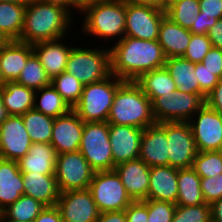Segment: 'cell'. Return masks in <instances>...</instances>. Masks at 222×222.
I'll list each match as a JSON object with an SVG mask.
<instances>
[{"label": "cell", "instance_id": "obj_55", "mask_svg": "<svg viewBox=\"0 0 222 222\" xmlns=\"http://www.w3.org/2000/svg\"><path fill=\"white\" fill-rule=\"evenodd\" d=\"M73 1V16L76 17V12L79 15L80 11L87 5L98 2L100 0H72Z\"/></svg>", "mask_w": 222, "mask_h": 222}, {"label": "cell", "instance_id": "obj_61", "mask_svg": "<svg viewBox=\"0 0 222 222\" xmlns=\"http://www.w3.org/2000/svg\"><path fill=\"white\" fill-rule=\"evenodd\" d=\"M5 84V82L2 79V74H1V70H0V88Z\"/></svg>", "mask_w": 222, "mask_h": 222}, {"label": "cell", "instance_id": "obj_5", "mask_svg": "<svg viewBox=\"0 0 222 222\" xmlns=\"http://www.w3.org/2000/svg\"><path fill=\"white\" fill-rule=\"evenodd\" d=\"M91 42L90 40V48L88 44H82L83 47L82 45L72 47L65 70L84 86L103 81L111 75L110 48L103 46L102 43L91 46Z\"/></svg>", "mask_w": 222, "mask_h": 222}, {"label": "cell", "instance_id": "obj_18", "mask_svg": "<svg viewBox=\"0 0 222 222\" xmlns=\"http://www.w3.org/2000/svg\"><path fill=\"white\" fill-rule=\"evenodd\" d=\"M142 135L141 128L109 124V141L115 166L139 158Z\"/></svg>", "mask_w": 222, "mask_h": 222}, {"label": "cell", "instance_id": "obj_23", "mask_svg": "<svg viewBox=\"0 0 222 222\" xmlns=\"http://www.w3.org/2000/svg\"><path fill=\"white\" fill-rule=\"evenodd\" d=\"M24 194L41 202L46 207L56 206L60 191L55 175L22 172Z\"/></svg>", "mask_w": 222, "mask_h": 222}, {"label": "cell", "instance_id": "obj_14", "mask_svg": "<svg viewBox=\"0 0 222 222\" xmlns=\"http://www.w3.org/2000/svg\"><path fill=\"white\" fill-rule=\"evenodd\" d=\"M56 207L63 222H96L101 213L89 189L60 193Z\"/></svg>", "mask_w": 222, "mask_h": 222}, {"label": "cell", "instance_id": "obj_43", "mask_svg": "<svg viewBox=\"0 0 222 222\" xmlns=\"http://www.w3.org/2000/svg\"><path fill=\"white\" fill-rule=\"evenodd\" d=\"M195 72L197 73V81H199V95L205 100L220 79L206 69L202 63H196Z\"/></svg>", "mask_w": 222, "mask_h": 222}, {"label": "cell", "instance_id": "obj_52", "mask_svg": "<svg viewBox=\"0 0 222 222\" xmlns=\"http://www.w3.org/2000/svg\"><path fill=\"white\" fill-rule=\"evenodd\" d=\"M211 222H222V198L211 205Z\"/></svg>", "mask_w": 222, "mask_h": 222}, {"label": "cell", "instance_id": "obj_19", "mask_svg": "<svg viewBox=\"0 0 222 222\" xmlns=\"http://www.w3.org/2000/svg\"><path fill=\"white\" fill-rule=\"evenodd\" d=\"M72 36L73 35L71 34V36L68 35L66 38L63 37L32 45L34 53L39 58L50 80L66 70L69 55L72 47L75 45V43L73 44L68 41V39L71 40L73 38ZM70 43L71 45H69Z\"/></svg>", "mask_w": 222, "mask_h": 222}, {"label": "cell", "instance_id": "obj_20", "mask_svg": "<svg viewBox=\"0 0 222 222\" xmlns=\"http://www.w3.org/2000/svg\"><path fill=\"white\" fill-rule=\"evenodd\" d=\"M114 170L132 201L147 200L150 167L146 163L137 158L116 165Z\"/></svg>", "mask_w": 222, "mask_h": 222}, {"label": "cell", "instance_id": "obj_39", "mask_svg": "<svg viewBox=\"0 0 222 222\" xmlns=\"http://www.w3.org/2000/svg\"><path fill=\"white\" fill-rule=\"evenodd\" d=\"M172 222H211L209 204L182 206L177 205Z\"/></svg>", "mask_w": 222, "mask_h": 222}, {"label": "cell", "instance_id": "obj_42", "mask_svg": "<svg viewBox=\"0 0 222 222\" xmlns=\"http://www.w3.org/2000/svg\"><path fill=\"white\" fill-rule=\"evenodd\" d=\"M200 186L204 201L211 205L222 198V174L213 177H201Z\"/></svg>", "mask_w": 222, "mask_h": 222}, {"label": "cell", "instance_id": "obj_56", "mask_svg": "<svg viewBox=\"0 0 222 222\" xmlns=\"http://www.w3.org/2000/svg\"><path fill=\"white\" fill-rule=\"evenodd\" d=\"M7 109L5 108L2 100V96L0 93V125L9 117Z\"/></svg>", "mask_w": 222, "mask_h": 222}, {"label": "cell", "instance_id": "obj_17", "mask_svg": "<svg viewBox=\"0 0 222 222\" xmlns=\"http://www.w3.org/2000/svg\"><path fill=\"white\" fill-rule=\"evenodd\" d=\"M169 145L166 122L155 123L143 129L139 158L149 167L169 166Z\"/></svg>", "mask_w": 222, "mask_h": 222}, {"label": "cell", "instance_id": "obj_40", "mask_svg": "<svg viewBox=\"0 0 222 222\" xmlns=\"http://www.w3.org/2000/svg\"><path fill=\"white\" fill-rule=\"evenodd\" d=\"M212 47L211 40L207 35L192 34L183 58L193 63H201Z\"/></svg>", "mask_w": 222, "mask_h": 222}, {"label": "cell", "instance_id": "obj_57", "mask_svg": "<svg viewBox=\"0 0 222 222\" xmlns=\"http://www.w3.org/2000/svg\"><path fill=\"white\" fill-rule=\"evenodd\" d=\"M28 0H0V2H7V3H27Z\"/></svg>", "mask_w": 222, "mask_h": 222}, {"label": "cell", "instance_id": "obj_32", "mask_svg": "<svg viewBox=\"0 0 222 222\" xmlns=\"http://www.w3.org/2000/svg\"><path fill=\"white\" fill-rule=\"evenodd\" d=\"M34 109L52 118L65 115L71 110L51 84L35 90Z\"/></svg>", "mask_w": 222, "mask_h": 222}, {"label": "cell", "instance_id": "obj_53", "mask_svg": "<svg viewBox=\"0 0 222 222\" xmlns=\"http://www.w3.org/2000/svg\"><path fill=\"white\" fill-rule=\"evenodd\" d=\"M136 5L151 6L164 10V0H125Z\"/></svg>", "mask_w": 222, "mask_h": 222}, {"label": "cell", "instance_id": "obj_51", "mask_svg": "<svg viewBox=\"0 0 222 222\" xmlns=\"http://www.w3.org/2000/svg\"><path fill=\"white\" fill-rule=\"evenodd\" d=\"M96 222H127L125 210L101 212Z\"/></svg>", "mask_w": 222, "mask_h": 222}, {"label": "cell", "instance_id": "obj_30", "mask_svg": "<svg viewBox=\"0 0 222 222\" xmlns=\"http://www.w3.org/2000/svg\"><path fill=\"white\" fill-rule=\"evenodd\" d=\"M135 82L141 87L143 93L151 102L155 98L170 94L177 89L173 78L165 67L146 72Z\"/></svg>", "mask_w": 222, "mask_h": 222}, {"label": "cell", "instance_id": "obj_24", "mask_svg": "<svg viewBox=\"0 0 222 222\" xmlns=\"http://www.w3.org/2000/svg\"><path fill=\"white\" fill-rule=\"evenodd\" d=\"M192 33L165 16L159 26L158 42L166 58L183 57Z\"/></svg>", "mask_w": 222, "mask_h": 222}, {"label": "cell", "instance_id": "obj_3", "mask_svg": "<svg viewBox=\"0 0 222 222\" xmlns=\"http://www.w3.org/2000/svg\"><path fill=\"white\" fill-rule=\"evenodd\" d=\"M76 18L82 19L81 31L72 32L74 37L79 31V35L97 39L98 43L102 42L103 46L110 48L125 36L126 1L100 0L85 6Z\"/></svg>", "mask_w": 222, "mask_h": 222}, {"label": "cell", "instance_id": "obj_25", "mask_svg": "<svg viewBox=\"0 0 222 222\" xmlns=\"http://www.w3.org/2000/svg\"><path fill=\"white\" fill-rule=\"evenodd\" d=\"M22 195L23 178L17 161L0 158V213Z\"/></svg>", "mask_w": 222, "mask_h": 222}, {"label": "cell", "instance_id": "obj_58", "mask_svg": "<svg viewBox=\"0 0 222 222\" xmlns=\"http://www.w3.org/2000/svg\"><path fill=\"white\" fill-rule=\"evenodd\" d=\"M0 222H18L14 220L7 219L2 213L0 214Z\"/></svg>", "mask_w": 222, "mask_h": 222}, {"label": "cell", "instance_id": "obj_36", "mask_svg": "<svg viewBox=\"0 0 222 222\" xmlns=\"http://www.w3.org/2000/svg\"><path fill=\"white\" fill-rule=\"evenodd\" d=\"M16 82L34 90L51 84L50 78L35 53L28 58Z\"/></svg>", "mask_w": 222, "mask_h": 222}, {"label": "cell", "instance_id": "obj_13", "mask_svg": "<svg viewBox=\"0 0 222 222\" xmlns=\"http://www.w3.org/2000/svg\"><path fill=\"white\" fill-rule=\"evenodd\" d=\"M165 16V10L126 1L125 36L158 40L159 26Z\"/></svg>", "mask_w": 222, "mask_h": 222}, {"label": "cell", "instance_id": "obj_59", "mask_svg": "<svg viewBox=\"0 0 222 222\" xmlns=\"http://www.w3.org/2000/svg\"><path fill=\"white\" fill-rule=\"evenodd\" d=\"M174 1H176V0H164V10L166 9V6H168L169 4H171Z\"/></svg>", "mask_w": 222, "mask_h": 222}, {"label": "cell", "instance_id": "obj_1", "mask_svg": "<svg viewBox=\"0 0 222 222\" xmlns=\"http://www.w3.org/2000/svg\"><path fill=\"white\" fill-rule=\"evenodd\" d=\"M111 74L124 81H136L142 74L164 67L166 57L158 40L124 36L110 47Z\"/></svg>", "mask_w": 222, "mask_h": 222}, {"label": "cell", "instance_id": "obj_9", "mask_svg": "<svg viewBox=\"0 0 222 222\" xmlns=\"http://www.w3.org/2000/svg\"><path fill=\"white\" fill-rule=\"evenodd\" d=\"M88 189L100 212L125 210L132 202L115 170L95 172Z\"/></svg>", "mask_w": 222, "mask_h": 222}, {"label": "cell", "instance_id": "obj_44", "mask_svg": "<svg viewBox=\"0 0 222 222\" xmlns=\"http://www.w3.org/2000/svg\"><path fill=\"white\" fill-rule=\"evenodd\" d=\"M206 69L213 72L220 80L222 79V50L212 47L201 62Z\"/></svg>", "mask_w": 222, "mask_h": 222}, {"label": "cell", "instance_id": "obj_15", "mask_svg": "<svg viewBox=\"0 0 222 222\" xmlns=\"http://www.w3.org/2000/svg\"><path fill=\"white\" fill-rule=\"evenodd\" d=\"M22 116L10 115L0 125V158L18 161L32 145Z\"/></svg>", "mask_w": 222, "mask_h": 222}, {"label": "cell", "instance_id": "obj_34", "mask_svg": "<svg viewBox=\"0 0 222 222\" xmlns=\"http://www.w3.org/2000/svg\"><path fill=\"white\" fill-rule=\"evenodd\" d=\"M45 207L41 202L24 194L1 213L10 220L33 222Z\"/></svg>", "mask_w": 222, "mask_h": 222}, {"label": "cell", "instance_id": "obj_22", "mask_svg": "<svg viewBox=\"0 0 222 222\" xmlns=\"http://www.w3.org/2000/svg\"><path fill=\"white\" fill-rule=\"evenodd\" d=\"M178 169L171 166L150 167L147 199L176 204L178 197Z\"/></svg>", "mask_w": 222, "mask_h": 222}, {"label": "cell", "instance_id": "obj_2", "mask_svg": "<svg viewBox=\"0 0 222 222\" xmlns=\"http://www.w3.org/2000/svg\"><path fill=\"white\" fill-rule=\"evenodd\" d=\"M79 22V19L75 18L66 8L37 0H28L24 27L18 41L34 45L39 42L60 39L72 34L70 33L73 31L72 27L77 28L76 24Z\"/></svg>", "mask_w": 222, "mask_h": 222}, {"label": "cell", "instance_id": "obj_6", "mask_svg": "<svg viewBox=\"0 0 222 222\" xmlns=\"http://www.w3.org/2000/svg\"><path fill=\"white\" fill-rule=\"evenodd\" d=\"M123 82L111 74L103 81L85 85L79 102L72 110L83 122H107L114 95Z\"/></svg>", "mask_w": 222, "mask_h": 222}, {"label": "cell", "instance_id": "obj_35", "mask_svg": "<svg viewBox=\"0 0 222 222\" xmlns=\"http://www.w3.org/2000/svg\"><path fill=\"white\" fill-rule=\"evenodd\" d=\"M199 0H176L166 6L165 14L174 23L190 29L199 13Z\"/></svg>", "mask_w": 222, "mask_h": 222}, {"label": "cell", "instance_id": "obj_49", "mask_svg": "<svg viewBox=\"0 0 222 222\" xmlns=\"http://www.w3.org/2000/svg\"><path fill=\"white\" fill-rule=\"evenodd\" d=\"M33 222H63L56 206L45 207Z\"/></svg>", "mask_w": 222, "mask_h": 222}, {"label": "cell", "instance_id": "obj_48", "mask_svg": "<svg viewBox=\"0 0 222 222\" xmlns=\"http://www.w3.org/2000/svg\"><path fill=\"white\" fill-rule=\"evenodd\" d=\"M205 104L222 115V79L208 94Z\"/></svg>", "mask_w": 222, "mask_h": 222}, {"label": "cell", "instance_id": "obj_16", "mask_svg": "<svg viewBox=\"0 0 222 222\" xmlns=\"http://www.w3.org/2000/svg\"><path fill=\"white\" fill-rule=\"evenodd\" d=\"M84 123L72 109L54 118L50 144L57 155L79 151Z\"/></svg>", "mask_w": 222, "mask_h": 222}, {"label": "cell", "instance_id": "obj_26", "mask_svg": "<svg viewBox=\"0 0 222 222\" xmlns=\"http://www.w3.org/2000/svg\"><path fill=\"white\" fill-rule=\"evenodd\" d=\"M56 157L55 149L50 143H33L29 152L17 163L21 172L55 175Z\"/></svg>", "mask_w": 222, "mask_h": 222}, {"label": "cell", "instance_id": "obj_33", "mask_svg": "<svg viewBox=\"0 0 222 222\" xmlns=\"http://www.w3.org/2000/svg\"><path fill=\"white\" fill-rule=\"evenodd\" d=\"M21 116L32 143H50L54 118L34 108Z\"/></svg>", "mask_w": 222, "mask_h": 222}, {"label": "cell", "instance_id": "obj_21", "mask_svg": "<svg viewBox=\"0 0 222 222\" xmlns=\"http://www.w3.org/2000/svg\"><path fill=\"white\" fill-rule=\"evenodd\" d=\"M34 53L31 44L6 41L0 49V70L4 82H16L28 58Z\"/></svg>", "mask_w": 222, "mask_h": 222}, {"label": "cell", "instance_id": "obj_38", "mask_svg": "<svg viewBox=\"0 0 222 222\" xmlns=\"http://www.w3.org/2000/svg\"><path fill=\"white\" fill-rule=\"evenodd\" d=\"M192 168L200 177L208 178L222 174V151L198 152Z\"/></svg>", "mask_w": 222, "mask_h": 222}, {"label": "cell", "instance_id": "obj_7", "mask_svg": "<svg viewBox=\"0 0 222 222\" xmlns=\"http://www.w3.org/2000/svg\"><path fill=\"white\" fill-rule=\"evenodd\" d=\"M79 151L95 172L114 170L108 122H85Z\"/></svg>", "mask_w": 222, "mask_h": 222}, {"label": "cell", "instance_id": "obj_8", "mask_svg": "<svg viewBox=\"0 0 222 222\" xmlns=\"http://www.w3.org/2000/svg\"><path fill=\"white\" fill-rule=\"evenodd\" d=\"M151 105L156 123L188 122L205 105V100L199 94L176 89L170 94L155 98Z\"/></svg>", "mask_w": 222, "mask_h": 222}, {"label": "cell", "instance_id": "obj_37", "mask_svg": "<svg viewBox=\"0 0 222 222\" xmlns=\"http://www.w3.org/2000/svg\"><path fill=\"white\" fill-rule=\"evenodd\" d=\"M51 85L71 109L79 102L84 87L75 76L66 71L54 77L51 80Z\"/></svg>", "mask_w": 222, "mask_h": 222}, {"label": "cell", "instance_id": "obj_28", "mask_svg": "<svg viewBox=\"0 0 222 222\" xmlns=\"http://www.w3.org/2000/svg\"><path fill=\"white\" fill-rule=\"evenodd\" d=\"M164 67L180 92L199 94V81L195 72L196 63L183 57H172L166 58Z\"/></svg>", "mask_w": 222, "mask_h": 222}, {"label": "cell", "instance_id": "obj_27", "mask_svg": "<svg viewBox=\"0 0 222 222\" xmlns=\"http://www.w3.org/2000/svg\"><path fill=\"white\" fill-rule=\"evenodd\" d=\"M9 115L21 116L34 108L35 90L17 82H5L0 88Z\"/></svg>", "mask_w": 222, "mask_h": 222}, {"label": "cell", "instance_id": "obj_47", "mask_svg": "<svg viewBox=\"0 0 222 222\" xmlns=\"http://www.w3.org/2000/svg\"><path fill=\"white\" fill-rule=\"evenodd\" d=\"M218 21L215 17L202 16V12L197 14V18L189 31L192 34L207 35L209 29Z\"/></svg>", "mask_w": 222, "mask_h": 222}, {"label": "cell", "instance_id": "obj_50", "mask_svg": "<svg viewBox=\"0 0 222 222\" xmlns=\"http://www.w3.org/2000/svg\"><path fill=\"white\" fill-rule=\"evenodd\" d=\"M207 36L211 40L213 47L222 50V19H218V21L209 29Z\"/></svg>", "mask_w": 222, "mask_h": 222}, {"label": "cell", "instance_id": "obj_29", "mask_svg": "<svg viewBox=\"0 0 222 222\" xmlns=\"http://www.w3.org/2000/svg\"><path fill=\"white\" fill-rule=\"evenodd\" d=\"M26 3L0 2V34L7 40H19L24 27Z\"/></svg>", "mask_w": 222, "mask_h": 222}, {"label": "cell", "instance_id": "obj_54", "mask_svg": "<svg viewBox=\"0 0 222 222\" xmlns=\"http://www.w3.org/2000/svg\"><path fill=\"white\" fill-rule=\"evenodd\" d=\"M43 3H49L66 8L73 15V1L72 0H37Z\"/></svg>", "mask_w": 222, "mask_h": 222}, {"label": "cell", "instance_id": "obj_11", "mask_svg": "<svg viewBox=\"0 0 222 222\" xmlns=\"http://www.w3.org/2000/svg\"><path fill=\"white\" fill-rule=\"evenodd\" d=\"M198 152L222 151V115L206 104L188 121Z\"/></svg>", "mask_w": 222, "mask_h": 222}, {"label": "cell", "instance_id": "obj_46", "mask_svg": "<svg viewBox=\"0 0 222 222\" xmlns=\"http://www.w3.org/2000/svg\"><path fill=\"white\" fill-rule=\"evenodd\" d=\"M199 8L202 16L222 19V0H199Z\"/></svg>", "mask_w": 222, "mask_h": 222}, {"label": "cell", "instance_id": "obj_41", "mask_svg": "<svg viewBox=\"0 0 222 222\" xmlns=\"http://www.w3.org/2000/svg\"><path fill=\"white\" fill-rule=\"evenodd\" d=\"M176 206L168 201L147 199V222H172Z\"/></svg>", "mask_w": 222, "mask_h": 222}, {"label": "cell", "instance_id": "obj_31", "mask_svg": "<svg viewBox=\"0 0 222 222\" xmlns=\"http://www.w3.org/2000/svg\"><path fill=\"white\" fill-rule=\"evenodd\" d=\"M201 177L193 168L178 169V197L176 205L191 206L205 203L201 186Z\"/></svg>", "mask_w": 222, "mask_h": 222}, {"label": "cell", "instance_id": "obj_10", "mask_svg": "<svg viewBox=\"0 0 222 222\" xmlns=\"http://www.w3.org/2000/svg\"><path fill=\"white\" fill-rule=\"evenodd\" d=\"M94 173L80 151L58 154L56 157L55 177L60 193L88 189Z\"/></svg>", "mask_w": 222, "mask_h": 222}, {"label": "cell", "instance_id": "obj_4", "mask_svg": "<svg viewBox=\"0 0 222 222\" xmlns=\"http://www.w3.org/2000/svg\"><path fill=\"white\" fill-rule=\"evenodd\" d=\"M107 122L141 129L156 123L151 100L135 81H124L118 87Z\"/></svg>", "mask_w": 222, "mask_h": 222}, {"label": "cell", "instance_id": "obj_60", "mask_svg": "<svg viewBox=\"0 0 222 222\" xmlns=\"http://www.w3.org/2000/svg\"><path fill=\"white\" fill-rule=\"evenodd\" d=\"M7 40L0 34V49Z\"/></svg>", "mask_w": 222, "mask_h": 222}, {"label": "cell", "instance_id": "obj_45", "mask_svg": "<svg viewBox=\"0 0 222 222\" xmlns=\"http://www.w3.org/2000/svg\"><path fill=\"white\" fill-rule=\"evenodd\" d=\"M127 222H147L148 208L147 200L132 201L125 209Z\"/></svg>", "mask_w": 222, "mask_h": 222}, {"label": "cell", "instance_id": "obj_12", "mask_svg": "<svg viewBox=\"0 0 222 222\" xmlns=\"http://www.w3.org/2000/svg\"><path fill=\"white\" fill-rule=\"evenodd\" d=\"M169 145V166L177 169L191 168L198 153L188 122H166Z\"/></svg>", "mask_w": 222, "mask_h": 222}]
</instances>
